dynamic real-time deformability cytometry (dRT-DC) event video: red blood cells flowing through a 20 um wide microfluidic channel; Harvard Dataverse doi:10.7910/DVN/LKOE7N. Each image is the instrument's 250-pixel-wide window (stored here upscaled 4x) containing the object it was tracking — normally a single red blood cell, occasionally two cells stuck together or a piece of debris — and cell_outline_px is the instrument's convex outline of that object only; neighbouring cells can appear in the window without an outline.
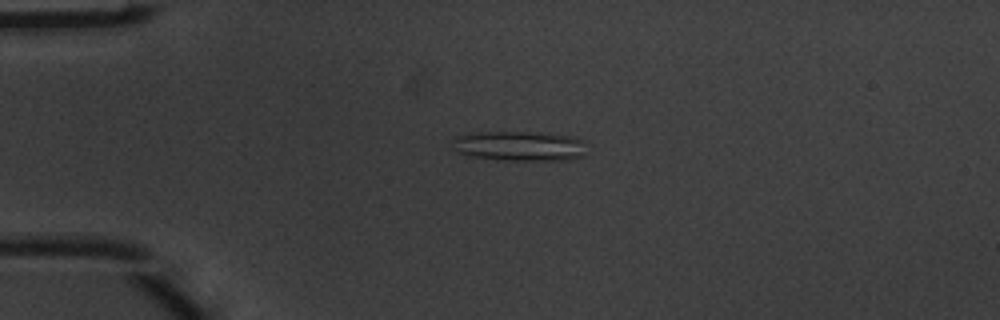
{"species": "common noctule bat (a hibernating species)", "species_latin": "Nyctalus noctula", "temperature_condition": "warm", "stored_images_in_passage": 4, "camera_frame_rate_fps": 3000, "um_per_image_px": 0.085, "animal": {"sex": "male", "body_mass_g": 20.1, "forearm_length_mm": 53.5}, "frame": {"image": 1, "passage_image": 4, "time_ms": 1.0, "image_size_px": [1000, 320], "cell_outline_px": [[588, 140], [584, 156], [568, 160], [504, 160], [472, 156], [460, 152], [456, 148], [452, 140], [456, 136], [476, 132], [528, 132], [572, 136]], "centroid_in_image_um": [44.27, 12.41], "position_along_channel_um": 40.7, "area_um2": 23.41}}